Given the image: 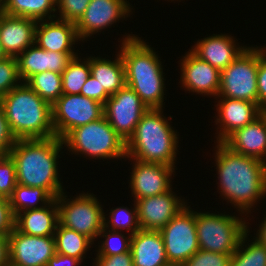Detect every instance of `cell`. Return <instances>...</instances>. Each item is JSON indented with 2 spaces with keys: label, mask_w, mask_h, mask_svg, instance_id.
<instances>
[{
  "label": "cell",
  "mask_w": 266,
  "mask_h": 266,
  "mask_svg": "<svg viewBox=\"0 0 266 266\" xmlns=\"http://www.w3.org/2000/svg\"><path fill=\"white\" fill-rule=\"evenodd\" d=\"M133 206L134 208L131 209L127 208V206L116 207L115 209L112 208L109 212V218L105 217L107 215L104 212V227L113 231L126 230L129 234L134 235L141 229V227L138 220V209L135 201Z\"/></svg>",
  "instance_id": "d6a6232c"
},
{
  "label": "cell",
  "mask_w": 266,
  "mask_h": 266,
  "mask_svg": "<svg viewBox=\"0 0 266 266\" xmlns=\"http://www.w3.org/2000/svg\"><path fill=\"white\" fill-rule=\"evenodd\" d=\"M77 55L78 53L45 51L33 44L16 58L19 77L25 83L31 76L44 71L62 74L69 61Z\"/></svg>",
  "instance_id": "ffe728a7"
},
{
  "label": "cell",
  "mask_w": 266,
  "mask_h": 266,
  "mask_svg": "<svg viewBox=\"0 0 266 266\" xmlns=\"http://www.w3.org/2000/svg\"><path fill=\"white\" fill-rule=\"evenodd\" d=\"M83 60L78 55L73 57L62 72L63 94H80L90 76V57Z\"/></svg>",
  "instance_id": "4dcf8cb0"
},
{
  "label": "cell",
  "mask_w": 266,
  "mask_h": 266,
  "mask_svg": "<svg viewBox=\"0 0 266 266\" xmlns=\"http://www.w3.org/2000/svg\"><path fill=\"white\" fill-rule=\"evenodd\" d=\"M0 266H9L8 235H0Z\"/></svg>",
  "instance_id": "f6af8a7d"
},
{
  "label": "cell",
  "mask_w": 266,
  "mask_h": 266,
  "mask_svg": "<svg viewBox=\"0 0 266 266\" xmlns=\"http://www.w3.org/2000/svg\"><path fill=\"white\" fill-rule=\"evenodd\" d=\"M15 228V216L12 212L9 199L0 198V235H9Z\"/></svg>",
  "instance_id": "ab89813d"
},
{
  "label": "cell",
  "mask_w": 266,
  "mask_h": 266,
  "mask_svg": "<svg viewBox=\"0 0 266 266\" xmlns=\"http://www.w3.org/2000/svg\"><path fill=\"white\" fill-rule=\"evenodd\" d=\"M249 232L248 226V230L241 237L236 252L231 256L229 266H266V247L257 238H253V242L248 243L250 242ZM246 242L248 245L245 244Z\"/></svg>",
  "instance_id": "f546056e"
},
{
  "label": "cell",
  "mask_w": 266,
  "mask_h": 266,
  "mask_svg": "<svg viewBox=\"0 0 266 266\" xmlns=\"http://www.w3.org/2000/svg\"><path fill=\"white\" fill-rule=\"evenodd\" d=\"M263 163H264L265 168H266V156H265V158H264V160H263Z\"/></svg>",
  "instance_id": "681fc988"
},
{
  "label": "cell",
  "mask_w": 266,
  "mask_h": 266,
  "mask_svg": "<svg viewBox=\"0 0 266 266\" xmlns=\"http://www.w3.org/2000/svg\"><path fill=\"white\" fill-rule=\"evenodd\" d=\"M130 6L127 0H91L84 15L76 23L79 40L84 42L86 38L127 18L132 14Z\"/></svg>",
  "instance_id": "5bb4252c"
},
{
  "label": "cell",
  "mask_w": 266,
  "mask_h": 266,
  "mask_svg": "<svg viewBox=\"0 0 266 266\" xmlns=\"http://www.w3.org/2000/svg\"><path fill=\"white\" fill-rule=\"evenodd\" d=\"M37 23L34 19L12 16L0 11V43L7 57L17 58L35 44Z\"/></svg>",
  "instance_id": "d6986e66"
},
{
  "label": "cell",
  "mask_w": 266,
  "mask_h": 266,
  "mask_svg": "<svg viewBox=\"0 0 266 266\" xmlns=\"http://www.w3.org/2000/svg\"><path fill=\"white\" fill-rule=\"evenodd\" d=\"M10 131L17 139H47L55 136L52 105L26 83L11 89L1 100Z\"/></svg>",
  "instance_id": "5b68a950"
},
{
  "label": "cell",
  "mask_w": 266,
  "mask_h": 266,
  "mask_svg": "<svg viewBox=\"0 0 266 266\" xmlns=\"http://www.w3.org/2000/svg\"><path fill=\"white\" fill-rule=\"evenodd\" d=\"M149 108L127 85L110 96L103 105V115L116 133L127 142Z\"/></svg>",
  "instance_id": "7c38bea8"
},
{
  "label": "cell",
  "mask_w": 266,
  "mask_h": 266,
  "mask_svg": "<svg viewBox=\"0 0 266 266\" xmlns=\"http://www.w3.org/2000/svg\"><path fill=\"white\" fill-rule=\"evenodd\" d=\"M258 64L259 47H246L227 68L221 71L217 97L258 103Z\"/></svg>",
  "instance_id": "9c48e42d"
},
{
  "label": "cell",
  "mask_w": 266,
  "mask_h": 266,
  "mask_svg": "<svg viewBox=\"0 0 266 266\" xmlns=\"http://www.w3.org/2000/svg\"><path fill=\"white\" fill-rule=\"evenodd\" d=\"M8 199L12 212L16 216L23 211L44 207L55 198L46 189L17 183ZM39 203L40 205H38Z\"/></svg>",
  "instance_id": "f1b7e54d"
},
{
  "label": "cell",
  "mask_w": 266,
  "mask_h": 266,
  "mask_svg": "<svg viewBox=\"0 0 266 266\" xmlns=\"http://www.w3.org/2000/svg\"><path fill=\"white\" fill-rule=\"evenodd\" d=\"M8 241L9 266H47L56 254L54 236L26 235L14 228Z\"/></svg>",
  "instance_id": "4fadbf2b"
},
{
  "label": "cell",
  "mask_w": 266,
  "mask_h": 266,
  "mask_svg": "<svg viewBox=\"0 0 266 266\" xmlns=\"http://www.w3.org/2000/svg\"><path fill=\"white\" fill-rule=\"evenodd\" d=\"M133 166L129 186L136 201L163 194L172 189V174L175 167L159 163H144L132 159Z\"/></svg>",
  "instance_id": "9a60e30c"
},
{
  "label": "cell",
  "mask_w": 266,
  "mask_h": 266,
  "mask_svg": "<svg viewBox=\"0 0 266 266\" xmlns=\"http://www.w3.org/2000/svg\"><path fill=\"white\" fill-rule=\"evenodd\" d=\"M223 143L236 153L263 161L266 156V112L236 130Z\"/></svg>",
  "instance_id": "603a6c76"
},
{
  "label": "cell",
  "mask_w": 266,
  "mask_h": 266,
  "mask_svg": "<svg viewBox=\"0 0 266 266\" xmlns=\"http://www.w3.org/2000/svg\"><path fill=\"white\" fill-rule=\"evenodd\" d=\"M199 249L234 254L242 235L248 230L245 218L236 215L195 211Z\"/></svg>",
  "instance_id": "52a82bcc"
},
{
  "label": "cell",
  "mask_w": 266,
  "mask_h": 266,
  "mask_svg": "<svg viewBox=\"0 0 266 266\" xmlns=\"http://www.w3.org/2000/svg\"><path fill=\"white\" fill-rule=\"evenodd\" d=\"M93 260V266H134L131 250L119 255L96 256Z\"/></svg>",
  "instance_id": "7bdbcfd3"
},
{
  "label": "cell",
  "mask_w": 266,
  "mask_h": 266,
  "mask_svg": "<svg viewBox=\"0 0 266 266\" xmlns=\"http://www.w3.org/2000/svg\"><path fill=\"white\" fill-rule=\"evenodd\" d=\"M172 190L135 201L141 229L159 231L188 205Z\"/></svg>",
  "instance_id": "2e32d148"
},
{
  "label": "cell",
  "mask_w": 266,
  "mask_h": 266,
  "mask_svg": "<svg viewBox=\"0 0 266 266\" xmlns=\"http://www.w3.org/2000/svg\"><path fill=\"white\" fill-rule=\"evenodd\" d=\"M91 0H56V16L59 20L77 23L84 15Z\"/></svg>",
  "instance_id": "8d00e7d4"
},
{
  "label": "cell",
  "mask_w": 266,
  "mask_h": 266,
  "mask_svg": "<svg viewBox=\"0 0 266 266\" xmlns=\"http://www.w3.org/2000/svg\"><path fill=\"white\" fill-rule=\"evenodd\" d=\"M180 82L184 90L217 97L220 89L221 72L208 62L201 60L190 49L182 56Z\"/></svg>",
  "instance_id": "e0dca14e"
},
{
  "label": "cell",
  "mask_w": 266,
  "mask_h": 266,
  "mask_svg": "<svg viewBox=\"0 0 266 266\" xmlns=\"http://www.w3.org/2000/svg\"><path fill=\"white\" fill-rule=\"evenodd\" d=\"M125 236L121 231H113L103 226L99 233V238H105L96 250V256L106 257L111 255H119L130 251L131 248V234Z\"/></svg>",
  "instance_id": "836d02e7"
},
{
  "label": "cell",
  "mask_w": 266,
  "mask_h": 266,
  "mask_svg": "<svg viewBox=\"0 0 266 266\" xmlns=\"http://www.w3.org/2000/svg\"><path fill=\"white\" fill-rule=\"evenodd\" d=\"M80 264L82 262L79 259L56 253L48 261L47 266H79Z\"/></svg>",
  "instance_id": "ee69618b"
},
{
  "label": "cell",
  "mask_w": 266,
  "mask_h": 266,
  "mask_svg": "<svg viewBox=\"0 0 266 266\" xmlns=\"http://www.w3.org/2000/svg\"><path fill=\"white\" fill-rule=\"evenodd\" d=\"M124 37L119 50L125 68L126 85L138 94L149 109L164 108L166 87L161 58L138 35L126 34Z\"/></svg>",
  "instance_id": "3957f363"
},
{
  "label": "cell",
  "mask_w": 266,
  "mask_h": 266,
  "mask_svg": "<svg viewBox=\"0 0 266 266\" xmlns=\"http://www.w3.org/2000/svg\"><path fill=\"white\" fill-rule=\"evenodd\" d=\"M63 145V140L56 136L17 139L8 153L15 162L17 183L46 189L57 198L64 192L58 176L59 152Z\"/></svg>",
  "instance_id": "7a4b0ae2"
},
{
  "label": "cell",
  "mask_w": 266,
  "mask_h": 266,
  "mask_svg": "<svg viewBox=\"0 0 266 266\" xmlns=\"http://www.w3.org/2000/svg\"><path fill=\"white\" fill-rule=\"evenodd\" d=\"M22 83L18 74V62L15 57L0 60V100L13 88Z\"/></svg>",
  "instance_id": "e575fe53"
},
{
  "label": "cell",
  "mask_w": 266,
  "mask_h": 266,
  "mask_svg": "<svg viewBox=\"0 0 266 266\" xmlns=\"http://www.w3.org/2000/svg\"><path fill=\"white\" fill-rule=\"evenodd\" d=\"M263 222L259 224V229H257L256 237L265 247H266V215Z\"/></svg>",
  "instance_id": "bcb514c9"
},
{
  "label": "cell",
  "mask_w": 266,
  "mask_h": 266,
  "mask_svg": "<svg viewBox=\"0 0 266 266\" xmlns=\"http://www.w3.org/2000/svg\"><path fill=\"white\" fill-rule=\"evenodd\" d=\"M134 266H162L168 263L165 246L158 230L140 229L131 237Z\"/></svg>",
  "instance_id": "cb8c5ba5"
},
{
  "label": "cell",
  "mask_w": 266,
  "mask_h": 266,
  "mask_svg": "<svg viewBox=\"0 0 266 266\" xmlns=\"http://www.w3.org/2000/svg\"><path fill=\"white\" fill-rule=\"evenodd\" d=\"M80 94L99 101L103 105L110 97V95L105 91V89H101L100 85L97 82V79H95L91 74L85 84L82 86Z\"/></svg>",
  "instance_id": "60d3db41"
},
{
  "label": "cell",
  "mask_w": 266,
  "mask_h": 266,
  "mask_svg": "<svg viewBox=\"0 0 266 266\" xmlns=\"http://www.w3.org/2000/svg\"><path fill=\"white\" fill-rule=\"evenodd\" d=\"M58 223L56 198L44 207L23 211L15 216V228L26 235L54 236Z\"/></svg>",
  "instance_id": "d4e9b609"
},
{
  "label": "cell",
  "mask_w": 266,
  "mask_h": 266,
  "mask_svg": "<svg viewBox=\"0 0 266 266\" xmlns=\"http://www.w3.org/2000/svg\"><path fill=\"white\" fill-rule=\"evenodd\" d=\"M79 38L76 24L56 18L38 21L35 30V44L45 51L59 53H75V45Z\"/></svg>",
  "instance_id": "44dd1931"
},
{
  "label": "cell",
  "mask_w": 266,
  "mask_h": 266,
  "mask_svg": "<svg viewBox=\"0 0 266 266\" xmlns=\"http://www.w3.org/2000/svg\"><path fill=\"white\" fill-rule=\"evenodd\" d=\"M216 143L214 161L220 196L243 215L248 214L266 196L265 165L262 160L232 151L223 142Z\"/></svg>",
  "instance_id": "6da1fadb"
},
{
  "label": "cell",
  "mask_w": 266,
  "mask_h": 266,
  "mask_svg": "<svg viewBox=\"0 0 266 266\" xmlns=\"http://www.w3.org/2000/svg\"><path fill=\"white\" fill-rule=\"evenodd\" d=\"M178 136L164 116L163 108H150L126 142V158L176 167Z\"/></svg>",
  "instance_id": "277c9868"
},
{
  "label": "cell",
  "mask_w": 266,
  "mask_h": 266,
  "mask_svg": "<svg viewBox=\"0 0 266 266\" xmlns=\"http://www.w3.org/2000/svg\"><path fill=\"white\" fill-rule=\"evenodd\" d=\"M56 253L79 259L83 262L86 252L94 242L87 236L58 223L54 233Z\"/></svg>",
  "instance_id": "83f0119b"
},
{
  "label": "cell",
  "mask_w": 266,
  "mask_h": 266,
  "mask_svg": "<svg viewBox=\"0 0 266 266\" xmlns=\"http://www.w3.org/2000/svg\"><path fill=\"white\" fill-rule=\"evenodd\" d=\"M0 11L36 21L56 19V0H3Z\"/></svg>",
  "instance_id": "4316f807"
},
{
  "label": "cell",
  "mask_w": 266,
  "mask_h": 266,
  "mask_svg": "<svg viewBox=\"0 0 266 266\" xmlns=\"http://www.w3.org/2000/svg\"><path fill=\"white\" fill-rule=\"evenodd\" d=\"M159 232L168 262L184 263L199 251L195 211L190 205L184 207Z\"/></svg>",
  "instance_id": "8fae6325"
},
{
  "label": "cell",
  "mask_w": 266,
  "mask_h": 266,
  "mask_svg": "<svg viewBox=\"0 0 266 266\" xmlns=\"http://www.w3.org/2000/svg\"><path fill=\"white\" fill-rule=\"evenodd\" d=\"M16 139L12 135L4 110L0 105V155H6L14 145Z\"/></svg>",
  "instance_id": "b9f144b4"
},
{
  "label": "cell",
  "mask_w": 266,
  "mask_h": 266,
  "mask_svg": "<svg viewBox=\"0 0 266 266\" xmlns=\"http://www.w3.org/2000/svg\"><path fill=\"white\" fill-rule=\"evenodd\" d=\"M162 266H184V263H174V262H168Z\"/></svg>",
  "instance_id": "7dc6e473"
},
{
  "label": "cell",
  "mask_w": 266,
  "mask_h": 266,
  "mask_svg": "<svg viewBox=\"0 0 266 266\" xmlns=\"http://www.w3.org/2000/svg\"><path fill=\"white\" fill-rule=\"evenodd\" d=\"M62 140L64 146L74 155L82 154L102 160L126 158V142L104 115L98 120L76 127Z\"/></svg>",
  "instance_id": "8992f818"
},
{
  "label": "cell",
  "mask_w": 266,
  "mask_h": 266,
  "mask_svg": "<svg viewBox=\"0 0 266 266\" xmlns=\"http://www.w3.org/2000/svg\"><path fill=\"white\" fill-rule=\"evenodd\" d=\"M17 185L15 162L9 154L0 155V193L9 198Z\"/></svg>",
  "instance_id": "d590c367"
},
{
  "label": "cell",
  "mask_w": 266,
  "mask_h": 266,
  "mask_svg": "<svg viewBox=\"0 0 266 266\" xmlns=\"http://www.w3.org/2000/svg\"><path fill=\"white\" fill-rule=\"evenodd\" d=\"M233 254L213 253L199 249L184 266H229Z\"/></svg>",
  "instance_id": "74e56055"
},
{
  "label": "cell",
  "mask_w": 266,
  "mask_h": 266,
  "mask_svg": "<svg viewBox=\"0 0 266 266\" xmlns=\"http://www.w3.org/2000/svg\"><path fill=\"white\" fill-rule=\"evenodd\" d=\"M25 83L51 105L63 94L62 75L56 72L44 71L37 73Z\"/></svg>",
  "instance_id": "1f68e13d"
},
{
  "label": "cell",
  "mask_w": 266,
  "mask_h": 266,
  "mask_svg": "<svg viewBox=\"0 0 266 266\" xmlns=\"http://www.w3.org/2000/svg\"><path fill=\"white\" fill-rule=\"evenodd\" d=\"M258 106L266 112V47H259L257 73Z\"/></svg>",
  "instance_id": "f35d334b"
},
{
  "label": "cell",
  "mask_w": 266,
  "mask_h": 266,
  "mask_svg": "<svg viewBox=\"0 0 266 266\" xmlns=\"http://www.w3.org/2000/svg\"><path fill=\"white\" fill-rule=\"evenodd\" d=\"M2 2H3V0H0V10H1V7H2Z\"/></svg>",
  "instance_id": "f907efd6"
},
{
  "label": "cell",
  "mask_w": 266,
  "mask_h": 266,
  "mask_svg": "<svg viewBox=\"0 0 266 266\" xmlns=\"http://www.w3.org/2000/svg\"><path fill=\"white\" fill-rule=\"evenodd\" d=\"M216 98L219 99L217 105L215 104L218 114L215 124L219 129L216 142H224L232 133L248 125L264 112L258 103L226 97Z\"/></svg>",
  "instance_id": "ac0fdd59"
},
{
  "label": "cell",
  "mask_w": 266,
  "mask_h": 266,
  "mask_svg": "<svg viewBox=\"0 0 266 266\" xmlns=\"http://www.w3.org/2000/svg\"><path fill=\"white\" fill-rule=\"evenodd\" d=\"M90 74L110 96L126 86L125 68L120 51L113 61L91 55Z\"/></svg>",
  "instance_id": "484cf974"
},
{
  "label": "cell",
  "mask_w": 266,
  "mask_h": 266,
  "mask_svg": "<svg viewBox=\"0 0 266 266\" xmlns=\"http://www.w3.org/2000/svg\"><path fill=\"white\" fill-rule=\"evenodd\" d=\"M103 116V104L81 94H62L52 104V124L55 136L63 139L76 127Z\"/></svg>",
  "instance_id": "30bf717a"
},
{
  "label": "cell",
  "mask_w": 266,
  "mask_h": 266,
  "mask_svg": "<svg viewBox=\"0 0 266 266\" xmlns=\"http://www.w3.org/2000/svg\"><path fill=\"white\" fill-rule=\"evenodd\" d=\"M95 196L93 193L83 192L69 199L66 192H62L56 198L59 223L87 236L93 242L104 226V210Z\"/></svg>",
  "instance_id": "ba28073f"
},
{
  "label": "cell",
  "mask_w": 266,
  "mask_h": 266,
  "mask_svg": "<svg viewBox=\"0 0 266 266\" xmlns=\"http://www.w3.org/2000/svg\"><path fill=\"white\" fill-rule=\"evenodd\" d=\"M6 57H7V56H6V54L4 53L3 48H2V45H1V43H0V60L4 59V58H6Z\"/></svg>",
  "instance_id": "c3c4849f"
},
{
  "label": "cell",
  "mask_w": 266,
  "mask_h": 266,
  "mask_svg": "<svg viewBox=\"0 0 266 266\" xmlns=\"http://www.w3.org/2000/svg\"><path fill=\"white\" fill-rule=\"evenodd\" d=\"M235 41L231 35L213 34L198 40L190 50L221 72L247 47L239 46Z\"/></svg>",
  "instance_id": "7402d4cb"
}]
</instances>
